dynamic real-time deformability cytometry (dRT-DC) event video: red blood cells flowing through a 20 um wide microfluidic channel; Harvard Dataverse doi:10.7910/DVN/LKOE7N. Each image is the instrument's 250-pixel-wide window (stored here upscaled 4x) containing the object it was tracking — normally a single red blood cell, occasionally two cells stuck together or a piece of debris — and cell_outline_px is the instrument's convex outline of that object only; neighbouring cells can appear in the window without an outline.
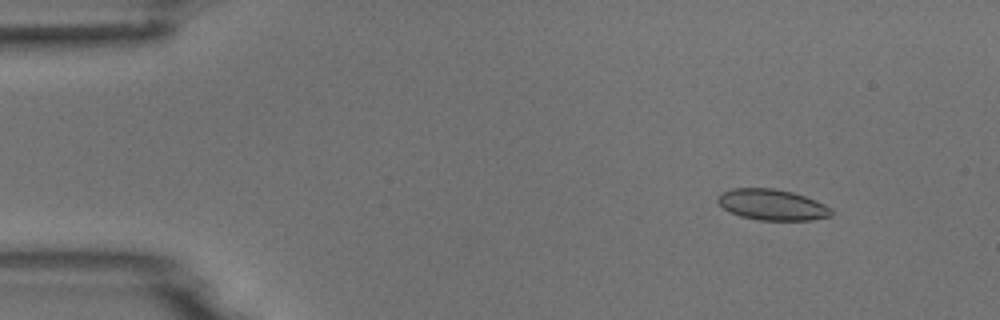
{"species": "common noctule bat (a hibernating species)", "species_latin": "Nyctalus noctula", "temperature_condition": "room temperature", "stored_images_in_passage": 9, "camera_frame_rate_fps": 3000, "um_per_image_px": 0.085, "animal": {"sex": "male", "body_mass_g": 18.8}, "frame": {"image": 1, "passage_image": 2, "time_ms": 1.0, "image_size_px": [1000, 320], "cell_outline_px": [[832, 216], [812, 220], [760, 220], [740, 216], [724, 208], [716, 200], [716, 196], [732, 188], [772, 188], [792, 192], [816, 200], [832, 208]], "centroid_in_image_um": [65.65, 17.4], "position_along_channel_um": 19.4, "area_um2": 20.4}}
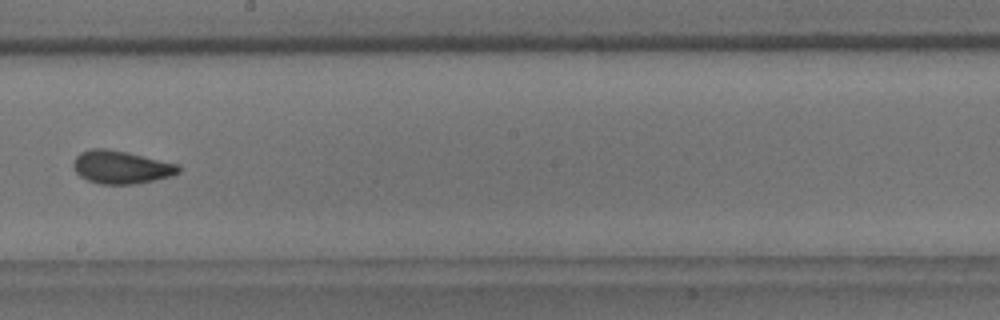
{"frame": {"image": 2, "passage_image": 9, "time_ms": 9.0, "image_size_px": [1000, 320], "cell_outline_px": [[180, 172], [172, 176], [136, 184], [100, 184], [88, 180], [80, 176], [76, 172], [72, 164], [72, 160], [80, 152], [92, 148], [104, 148], [128, 152], [180, 164]], "centroid_in_image_um": [10.3, 14.2], "position_along_channel_um": 237.9, "area_um2": 20.46}}